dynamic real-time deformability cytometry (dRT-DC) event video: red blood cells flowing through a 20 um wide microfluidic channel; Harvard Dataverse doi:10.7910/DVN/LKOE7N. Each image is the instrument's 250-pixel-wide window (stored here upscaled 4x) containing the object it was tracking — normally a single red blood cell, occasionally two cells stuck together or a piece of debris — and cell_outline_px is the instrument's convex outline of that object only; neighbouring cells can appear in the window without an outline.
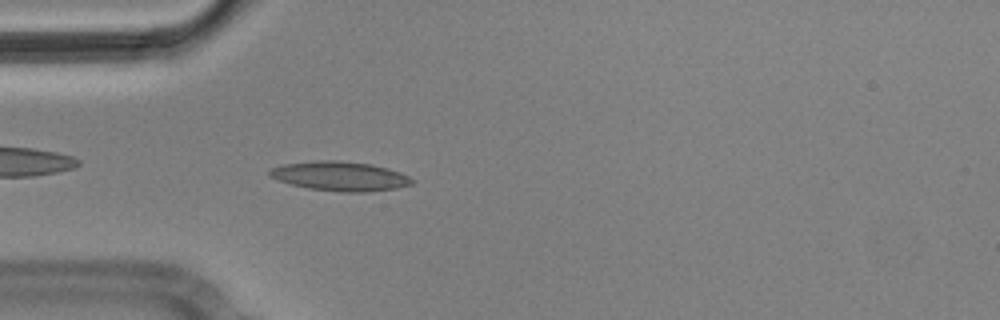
{"species": "Egyptian fruit bat (a non-hibernating species)", "species_latin": "Rousettus aegyptiacus", "temperature_condition": "cold", "stored_images_in_passage": 6, "camera_frame_rate_fps": 3000, "um_per_image_px": 0.085, "animal": {"sex": "male"}, "frame": {"image": 1, "passage_image": 6, "time_ms": 1.667, "image_size_px": [1000, 320], "cell_outline_px": [[416, 180], [412, 184], [396, 188], [372, 192], [340, 192], [308, 188], [292, 184], [268, 176], [268, 172], [272, 168], [284, 164], [312, 160], [340, 160], [372, 164], [388, 168], [400, 172]], "centroid_in_image_um": [28.94, 14.97], "position_along_channel_um": 56.1, "area_um2": 24.57}}